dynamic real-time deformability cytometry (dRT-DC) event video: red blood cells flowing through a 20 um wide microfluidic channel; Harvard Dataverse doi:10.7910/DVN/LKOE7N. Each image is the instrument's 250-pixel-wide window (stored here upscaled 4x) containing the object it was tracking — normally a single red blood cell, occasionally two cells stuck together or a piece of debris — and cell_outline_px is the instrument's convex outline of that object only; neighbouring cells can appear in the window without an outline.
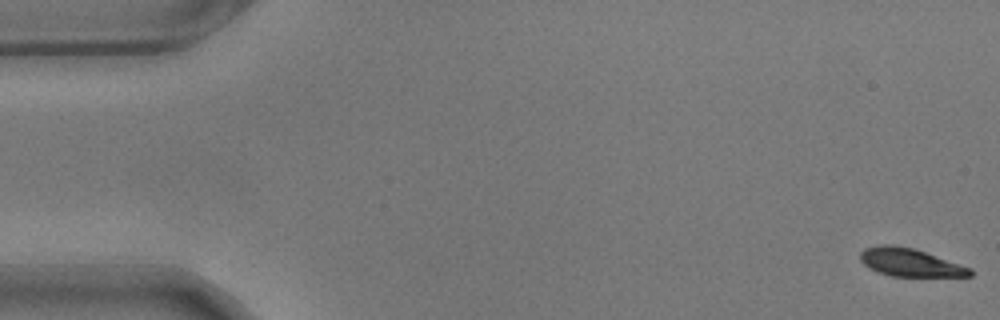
{"species": "common noctule bat (a hibernating species)", "species_latin": "Nyctalus noctula", "temperature_condition": "warm", "stored_images_in_passage": 57, "camera_frame_rate_fps": 3000, "um_per_image_px": 0.085, "animal": {"sex": "male", "body_mass_g": 17.9}, "frame": {"image": 1, "passage_image": 1, "time_ms": 0.0, "image_size_px": [1000, 320], "cell_outline_px": [[972, 276], [892, 276], [876, 272], [868, 268], [860, 260], [860, 252], [864, 248], [880, 244], [892, 244], [912, 248], [972, 268]], "centroid_in_image_um": [77.3, 22.3], "position_along_channel_um": 7.7, "area_um2": 17.86}}
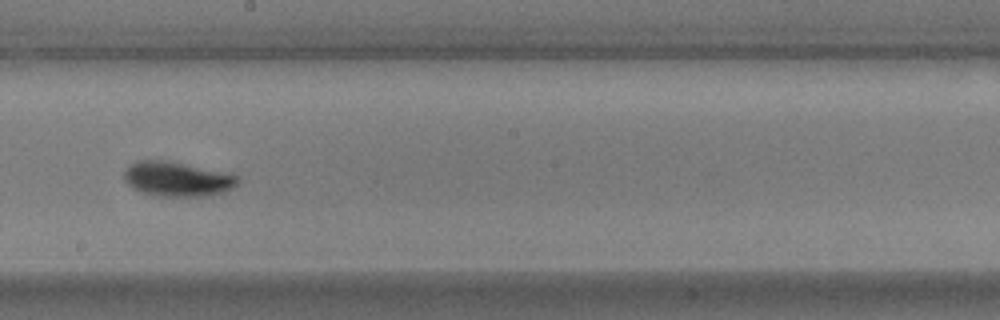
{"frame": {"image": 2, "passage_image": 32, "time_ms": 10.333, "image_size_px": [1000, 320], "cell_outline_px": [[240, 184], [224, 192], [208, 196], [164, 196], [140, 192], [132, 188], [124, 180], [124, 172], [136, 160], [168, 160], [228, 172], [240, 176]], "centroid_in_image_um": [15.13, 15.21], "position_along_channel_um": 233.1, "area_um2": 23.29}}
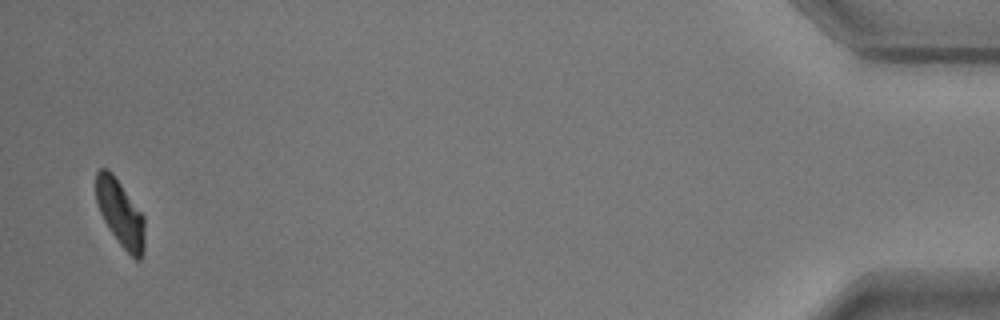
{"frame": {"image": 3, "passage_image": 56, "time_ms": 18.333, "image_size_px": [1000, 320], "cell_outline_px": [[144, 252], [140, 260], [136, 260], [120, 244], [108, 228], [100, 212], [96, 200], [96, 172], [100, 168], [108, 168], [112, 172], [144, 216]], "centroid_in_image_um": [10.22, 18.12], "position_along_channel_um": 425.0, "area_um2": 18.79}}